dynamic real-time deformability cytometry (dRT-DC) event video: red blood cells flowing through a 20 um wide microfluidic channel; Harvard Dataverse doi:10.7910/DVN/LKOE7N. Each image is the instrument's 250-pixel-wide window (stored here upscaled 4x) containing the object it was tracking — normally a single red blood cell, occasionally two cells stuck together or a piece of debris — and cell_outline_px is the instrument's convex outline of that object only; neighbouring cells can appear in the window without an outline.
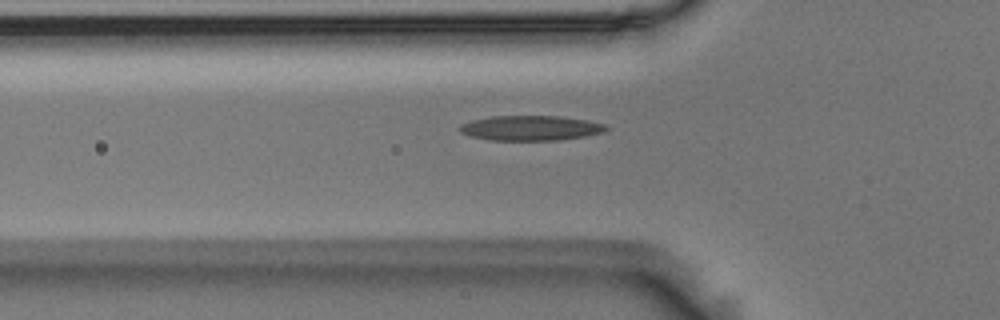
{"species": "Egyptian fruit bat (a non-hibernating species)", "species_latin": "Rousettus aegyptiacus", "temperature_condition": "room temperature", "stored_images_in_passage": 31, "camera_frame_rate_fps": 3000, "um_per_image_px": 0.085, "animal": {"sex": "male"}, "frame": {"image": 1, "passage_image": 2, "time_ms": 0.333, "image_size_px": [1000, 320], "cell_outline_px": [[608, 128], [604, 132], [584, 136], [556, 140], [488, 140], [468, 136], [460, 132], [460, 124], [472, 120], [492, 116], [556, 116], [584, 120], [604, 124]], "centroid_in_image_um": [45.04, 10.89], "position_along_channel_um": 80.8, "area_um2": 21.1}}
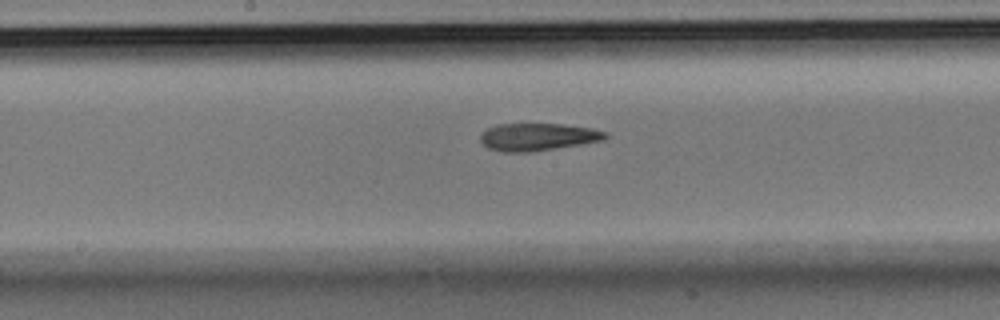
{"frame": {"image": 2, "passage_image": 12, "time_ms": 3.667, "image_size_px": [1000, 320], "cell_outline_px": [[608, 136], [604, 140], [532, 152], [504, 152], [488, 148], [480, 140], [480, 136], [488, 128], [496, 124], [560, 124], [592, 128], [608, 132]], "centroid_in_image_um": [45.73, 11.64], "position_along_channel_um": 202.5, "area_um2": 19.94}}
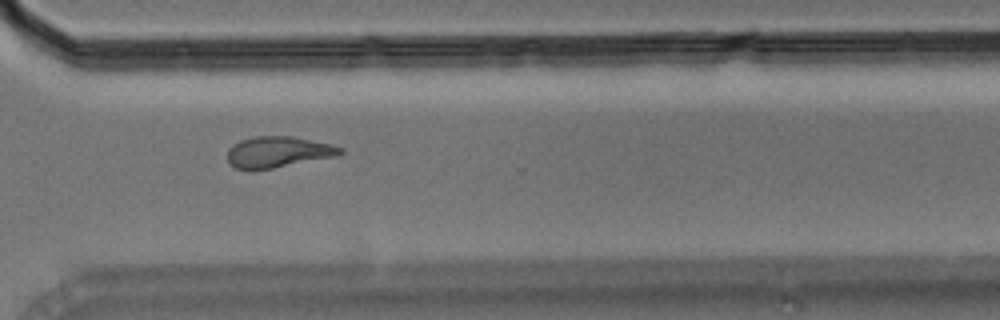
{"frame": {"image": 3, "passage_image": 24, "time_ms": 7.667, "image_size_px": [1000, 320], "cell_outline_px": [[344, 152], [340, 156], [252, 172], [236, 168], [228, 164], [228, 148], [232, 144], [240, 140], [252, 136], [292, 136], [332, 144], [344, 148]], "centroid_in_image_um": [23.64, 12.94], "position_along_channel_um": 347.0, "area_um2": 21.15}, "authors_computed_cell_mechanics": {"area_um2": 20.6346, "velocity_mm_per_s": 3.6192, "shape_relaxation_time_tau1_ms": null, "shape_relaxation_time_tau2_ms": 4.3002, "deformation_change_tau1": null, "deformation_change_tau2": 0.1385}}